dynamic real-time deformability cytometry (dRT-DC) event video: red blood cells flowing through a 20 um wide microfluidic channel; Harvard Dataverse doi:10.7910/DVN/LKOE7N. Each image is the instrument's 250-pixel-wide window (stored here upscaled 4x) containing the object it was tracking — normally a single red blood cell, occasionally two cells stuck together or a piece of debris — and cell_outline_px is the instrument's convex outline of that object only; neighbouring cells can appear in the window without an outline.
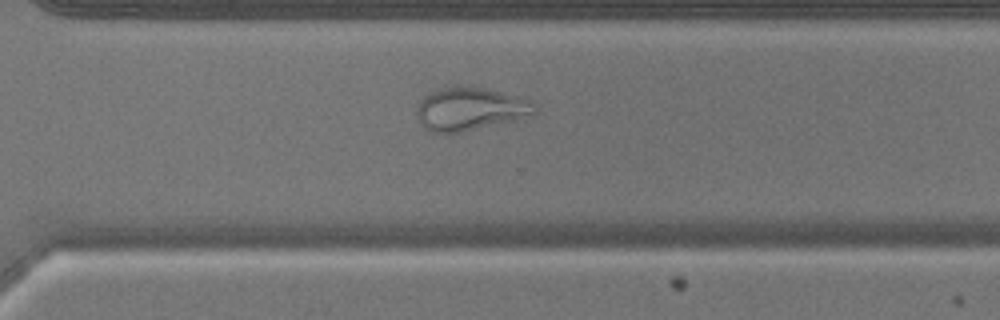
{"species": "common noctule bat (a hibernating species)", "species_latin": "Nyctalus noctula", "temperature_condition": "warm", "stored_images_in_passage": 37, "camera_frame_rate_fps": 3000, "um_per_image_px": 0.085, "animal": {"sex": "male", "body_mass_g": 17.9}, "frame": {"image": 1, "passage_image": 23, "time_ms": 7.333, "image_size_px": [1000, 320], "cell_outline_px": [[536, 112], [528, 116], [512, 120], [460, 132], [432, 132], [424, 128], [420, 124], [416, 116], [416, 108], [420, 100], [428, 92], [444, 88], [480, 88], [524, 96], [532, 100], [536, 104]], "centroid_in_image_um": [39.96, 9.26], "position_along_channel_um": 330.6, "area_um2": 29.19}}
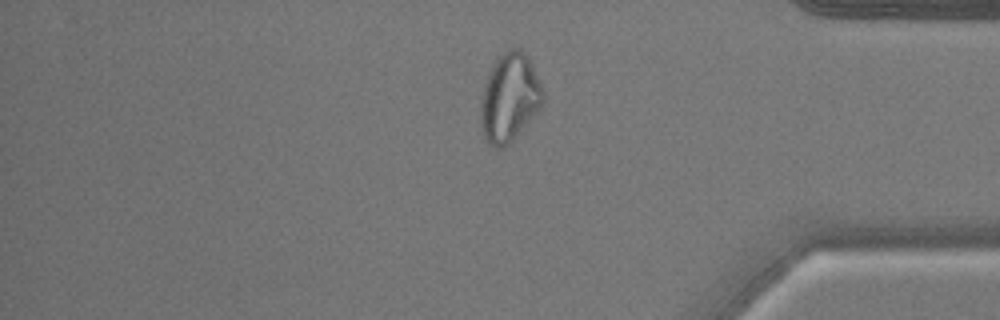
{"frame": {"image": 2, "passage_image": 29, "time_ms": 9.333, "image_size_px": [1000, 320], "cell_outline_px": [[544, 100], [540, 108], [512, 140], [504, 148], [496, 148], [484, 136], [480, 120], [480, 100], [484, 84], [496, 60], [508, 48], [520, 48], [528, 56], [532, 64], [544, 92]], "centroid_in_image_um": [43.31, 8.28], "position_along_channel_um": 391.9, "area_um2": 31.73}}
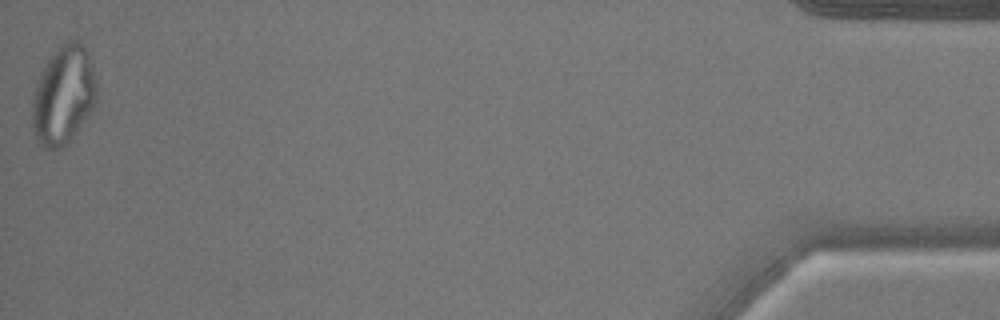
{"frame": {"image": 3, "passage_image": 37, "time_ms": 12.0, "image_size_px": [1000, 320], "cell_outline_px": [[96, 100], [92, 108], [76, 132], [60, 148], [44, 148], [36, 140], [32, 128], [32, 96], [40, 72], [56, 44], [68, 40], [76, 40], [88, 52], [92, 68], [96, 88]], "centroid_in_image_um": [5.34, 8.05], "position_along_channel_um": 429.9, "area_um2": 36.88}}